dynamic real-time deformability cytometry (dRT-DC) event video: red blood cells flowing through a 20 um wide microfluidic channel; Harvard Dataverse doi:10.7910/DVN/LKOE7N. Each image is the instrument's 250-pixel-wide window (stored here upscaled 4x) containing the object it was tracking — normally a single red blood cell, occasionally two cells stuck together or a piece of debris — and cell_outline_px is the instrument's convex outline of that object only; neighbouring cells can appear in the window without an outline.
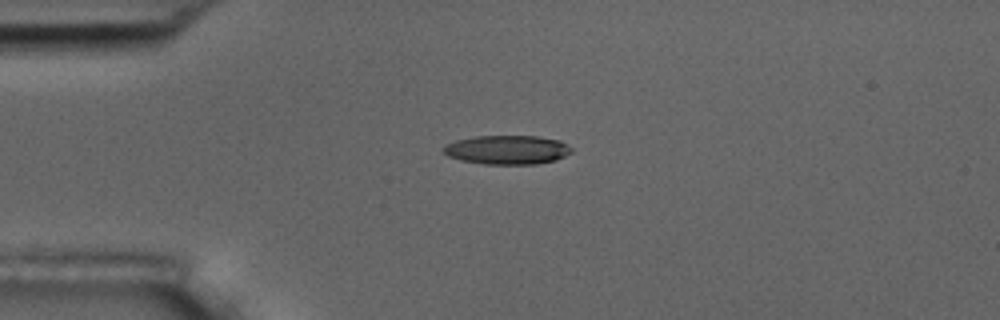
{"species": "common noctule bat (a hibernating species)", "species_latin": "Nyctalus noctula", "temperature_condition": "room temperature", "stored_images_in_passage": 2, "camera_frame_rate_fps": 3000, "um_per_image_px": 0.085, "animal": {"sex": "male", "body_mass_g": 17.5, "forearm_length_mm": 52.3}, "frame": {"image": 1, "passage_image": 1, "time_ms": 0.0, "image_size_px": [1000, 320], "cell_outline_px": [[572, 152], [556, 160], [536, 164], [484, 164], [460, 160], [448, 156], [444, 152], [444, 144], [456, 140], [476, 136], [536, 136], [560, 140], [572, 148]], "centroid_in_image_um": [43.11, 12.73], "position_along_channel_um": 41.9, "area_um2": 21.68}}